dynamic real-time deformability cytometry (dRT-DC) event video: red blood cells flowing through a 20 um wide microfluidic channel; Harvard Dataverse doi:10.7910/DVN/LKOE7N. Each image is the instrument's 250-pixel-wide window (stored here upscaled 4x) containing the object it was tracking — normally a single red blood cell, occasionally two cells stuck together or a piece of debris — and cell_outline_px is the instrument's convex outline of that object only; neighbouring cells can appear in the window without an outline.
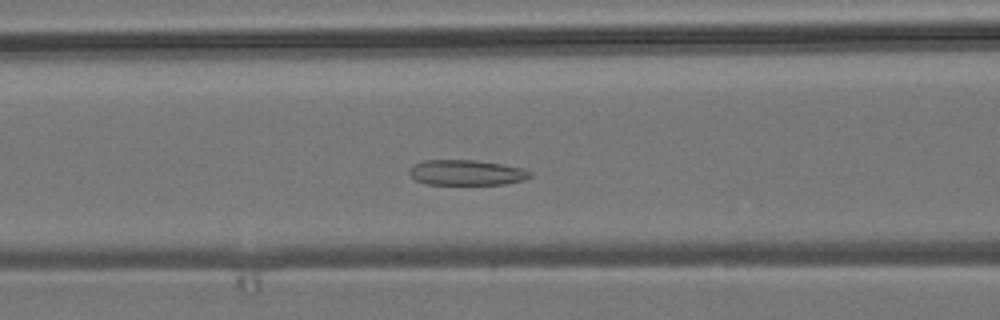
{"species": "common noctule bat (a hibernating species)", "species_latin": "Nyctalus noctula", "temperature_condition": "room temperature", "stored_images_in_passage": 42, "camera_frame_rate_fps": 3000, "um_per_image_px": 0.085, "animal": {"sex": "male", "body_mass_g": 19.2, "forearm_length_mm": 51.8}, "frame": {"image": 1, "passage_image": 17, "time_ms": 5.333, "image_size_px": [1000, 320], "cell_outline_px": [[532, 176], [524, 180], [504, 184], [428, 184], [416, 180], [408, 172], [412, 164], [424, 160], [476, 160], [500, 164], [520, 168], [532, 172]], "centroid_in_image_um": [39.63, 14.67], "position_along_channel_um": 127.0, "area_um2": 17.74}}
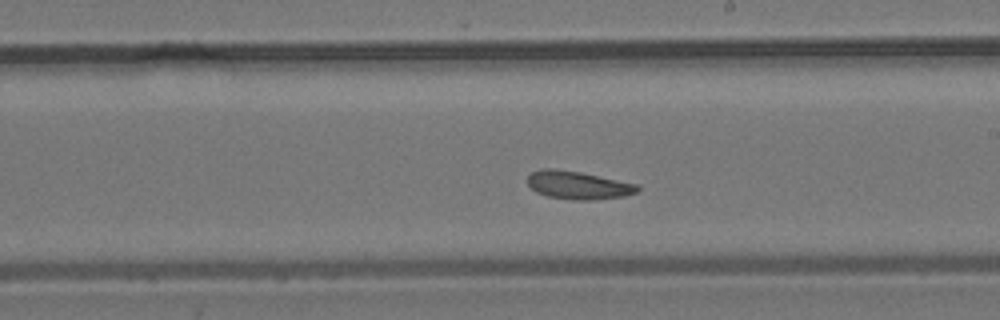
{"frame": {"image": 2, "passage_image": 26, "time_ms": 8.333, "image_size_px": [1000, 320], "cell_outline_px": [[640, 188], [636, 192], [624, 196], [596, 200], [572, 200], [548, 196], [536, 192], [528, 184], [528, 176], [532, 172], [540, 168], [552, 168], [580, 172], [636, 184]], "centroid_in_image_um": [49.11, 15.74], "position_along_channel_um": 239.9, "area_um2": 17.86}}
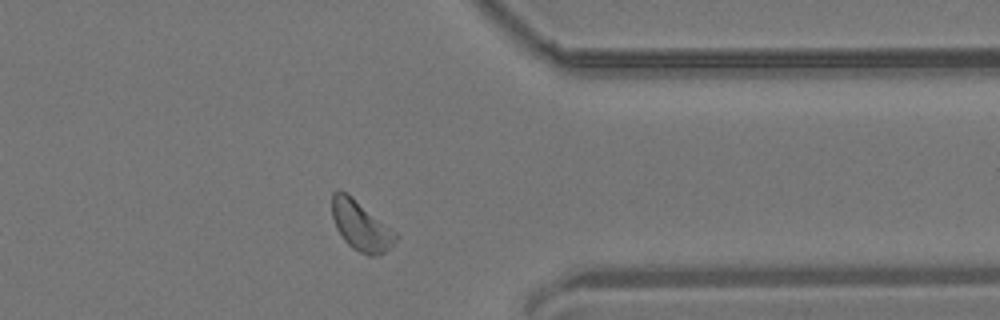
{"frame": {"image": 3, "passage_image": 38, "time_ms": 12.333, "image_size_px": [1000, 320], "cell_outline_px": [[400, 236], [380, 256], [368, 256], [352, 248], [344, 240], [336, 228], [332, 216], [332, 192], [336, 188], [340, 188], [348, 192], [396, 232]], "centroid_in_image_um": [30.65, 19.15], "position_along_channel_um": 380.7, "area_um2": 18.73}, "authors_computed_cell_mechanics": {"area_um2": 18.1781, "velocity_mm_per_s": 3.7745, "shape_relaxation_time_tau1_ms": 9.4149, "shape_relaxation_time_tau2_ms": 4.1225, "deformation_change_tau1": 0.1062, "deformation_change_tau2": 0.0628}}